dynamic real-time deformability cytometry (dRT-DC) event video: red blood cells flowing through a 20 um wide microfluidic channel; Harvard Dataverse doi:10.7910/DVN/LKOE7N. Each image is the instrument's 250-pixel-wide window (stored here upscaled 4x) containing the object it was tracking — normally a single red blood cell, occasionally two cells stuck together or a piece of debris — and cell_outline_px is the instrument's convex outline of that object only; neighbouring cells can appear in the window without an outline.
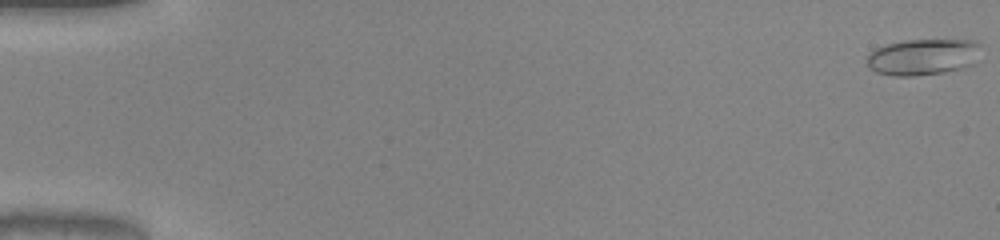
{"species": "common noctule bat (a hibernating species)", "species_latin": "Nyctalus noctula", "temperature_condition": "warm", "stored_images_in_passage": 52, "camera_frame_rate_fps": 3000, "um_per_image_px": 0.085, "animal": {"sex": "male", "body_mass_g": 20.0, "forearm_length_mm": 53.3}, "frame": {"image": 1, "passage_image": 1, "time_ms": 0.0, "image_size_px": [1000, 240], "cell_outline_px": [[980, 44], [972, 64], [960, 68], [944, 72], [912, 76], [892, 76], [876, 72], [868, 68], [868, 56], [876, 48], [888, 44], [904, 40], [976, 40]], "centroid_in_image_um": [78.41, 4.84], "position_along_channel_um": 6.6, "area_um2": 23.76}}
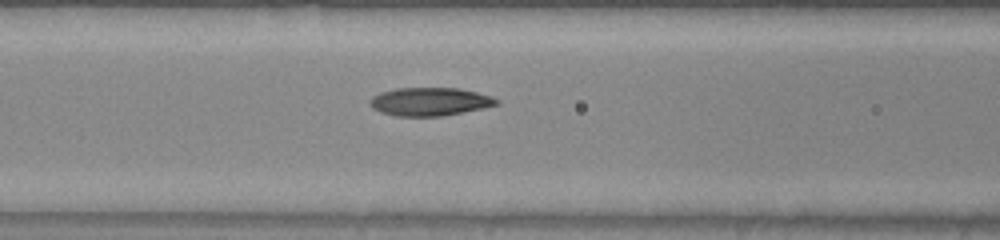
{"frame": {"image": 2, "passage_image": 23, "time_ms": 7.333, "image_size_px": [1000, 240], "cell_outline_px": [[500, 104], [440, 116], [396, 116], [380, 112], [372, 108], [368, 104], [368, 100], [372, 96], [380, 92], [396, 88], [460, 88], [492, 96], [500, 100]], "centroid_in_image_um": [36.49, 8.63], "position_along_channel_um": 130.1, "area_um2": 20.87}}
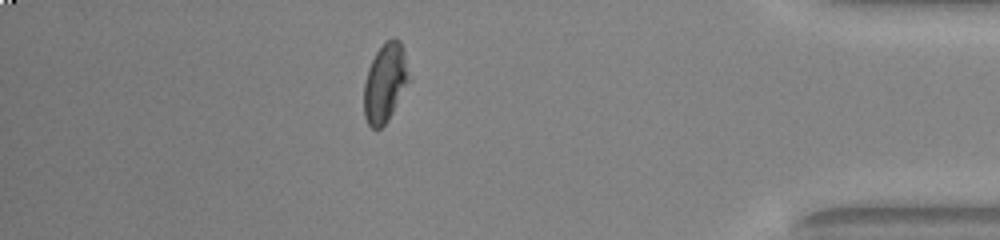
{"frame": {"image": 3, "passage_image": 46, "time_ms": 15.0, "image_size_px": [1000, 240], "cell_outline_px": [[408, 80], [388, 120], [380, 128], [372, 128], [368, 124], [364, 116], [364, 84], [368, 68], [376, 52], [384, 40], [392, 36], [396, 36], [400, 40], [404, 52]], "centroid_in_image_um": [32.69, 6.98], "position_along_channel_um": 402.5, "area_um2": 20.23}, "authors_computed_cell_mechanics": {"area_um2": 20.9525, "velocity_mm_per_s": 4.0375, "shape_relaxation_time_tau1_ms": 5.5073, "shape_relaxation_time_tau2_ms": 2.0785, "deformation_change_tau1": 0.1945, "deformation_change_tau2": 0.0731}}